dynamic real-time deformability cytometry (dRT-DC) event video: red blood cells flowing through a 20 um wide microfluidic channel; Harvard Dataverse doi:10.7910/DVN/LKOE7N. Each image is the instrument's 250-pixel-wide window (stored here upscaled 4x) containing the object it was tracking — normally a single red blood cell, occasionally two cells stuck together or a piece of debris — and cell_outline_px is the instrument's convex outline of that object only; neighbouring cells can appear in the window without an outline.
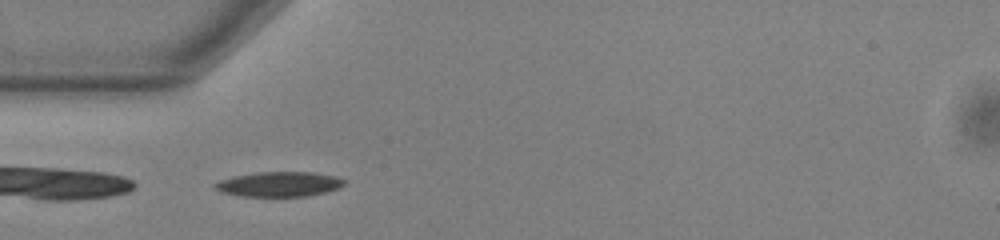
{"species": "common noctule bat (a hibernating species)", "species_latin": "Nyctalus noctula", "temperature_condition": "warm", "stored_images_in_passage": 37, "camera_frame_rate_fps": 3000, "um_per_image_px": 0.085, "animal": {"sex": "male", "body_mass_g": 13.0, "forearm_length_mm": 53.1}, "frame": {"image": 1, "passage_image": 2, "time_ms": 0.333, "image_size_px": [1000, 240], "cell_outline_px": [[344, 184], [340, 188], [308, 196], [240, 196], [220, 192], [212, 188], [212, 184], [220, 180], [236, 176], [256, 172], [312, 172], [336, 176], [344, 180]], "centroid_in_image_um": [23.69, 15.65], "position_along_channel_um": 61.3, "area_um2": 18.79}}
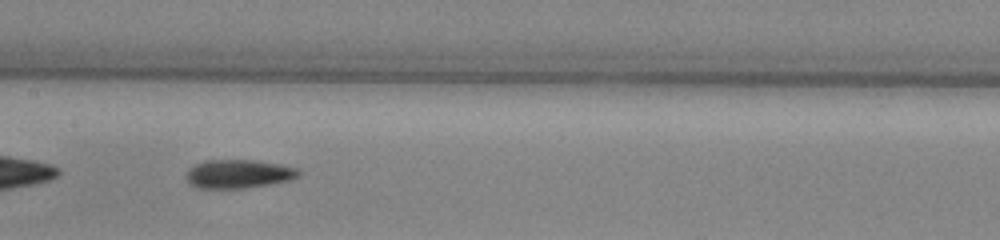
{"frame": {"image": 2, "passage_image": 12, "time_ms": 3.667, "image_size_px": [1000, 240], "cell_outline_px": [[300, 176], [288, 180], [268, 184], [244, 188], [196, 188], [188, 184], [184, 176], [196, 164], [204, 160], [252, 160], [280, 164], [296, 168], [300, 172]], "centroid_in_image_um": [20.23, 14.78], "position_along_channel_um": 187.2, "area_um2": 18.67}}
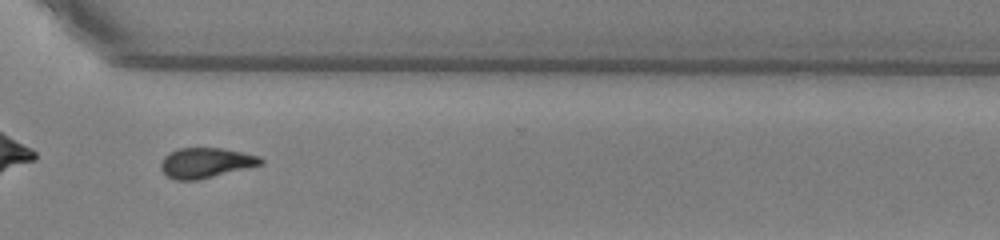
{"frame": {"image": 3, "passage_image": 25, "time_ms": 8.0, "image_size_px": [1000, 240], "cell_outline_px": [[264, 164], [196, 180], [176, 180], [168, 176], [160, 168], [160, 164], [164, 156], [168, 152], [180, 148], [220, 148], [260, 156], [264, 160]], "centroid_in_image_um": [17.48, 13.83], "position_along_channel_um": 353.1, "area_um2": 17.4}, "authors_computed_cell_mechanics": {"area_um2": 18.3226, "velocity_mm_per_s": 3.8272, "shape_relaxation_time_tau1_ms": 4.7056, "shape_relaxation_time_tau2_ms": 4.7402, "deformation_change_tau1": 0.1507, "deformation_change_tau2": 0.12}}